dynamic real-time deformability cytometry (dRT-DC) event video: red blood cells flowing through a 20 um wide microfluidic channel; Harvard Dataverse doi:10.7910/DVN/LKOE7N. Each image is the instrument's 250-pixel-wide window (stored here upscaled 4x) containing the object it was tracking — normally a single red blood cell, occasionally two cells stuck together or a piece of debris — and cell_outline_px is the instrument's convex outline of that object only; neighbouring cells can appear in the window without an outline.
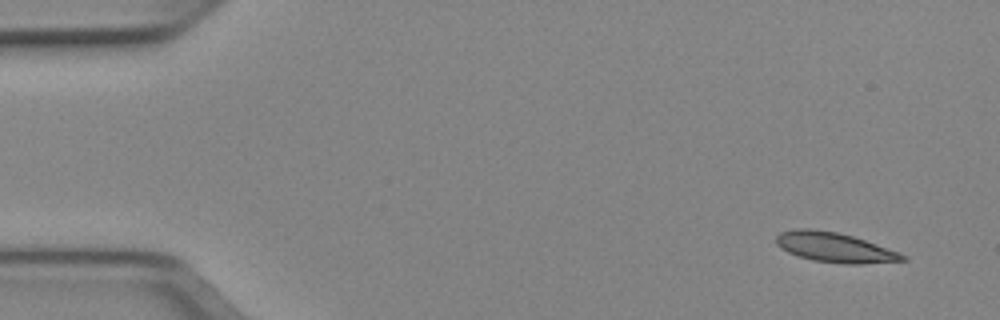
{"species": "Egyptian fruit bat (a non-hibernating species)", "species_latin": "Rousettus aegyptiacus", "temperature_condition": "cold", "stored_images_in_passage": 49, "camera_frame_rate_fps": 3000, "um_per_image_px": 0.085, "animal": {"sex": "female"}, "frame": {"image": 1, "passage_image": 1, "time_ms": 0.0, "image_size_px": [1000, 320], "cell_outline_px": [[908, 260], [860, 264], [844, 264], [812, 260], [788, 252], [780, 248], [776, 244], [776, 236], [780, 232], [796, 228], [808, 228], [836, 232], [852, 236], [900, 252], [908, 256]], "centroid_in_image_um": [70.95, 21.03], "position_along_channel_um": 14.1, "area_um2": 21.91}}
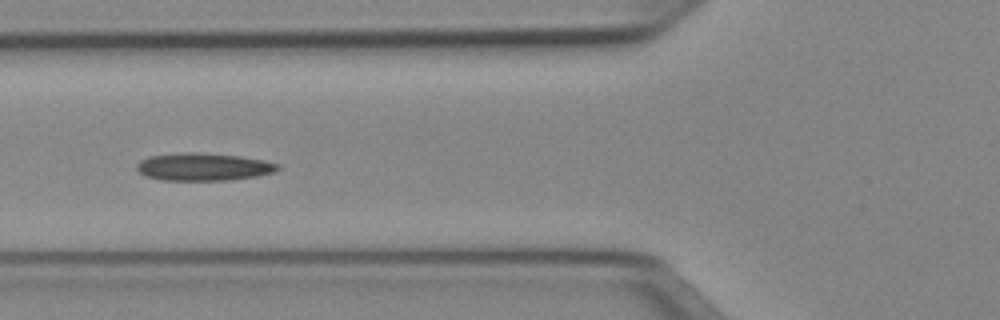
{"frame": {"image": 2, "passage_image": 17, "time_ms": 5.333, "image_size_px": [1000, 320], "cell_outline_px": [[280, 168], [276, 172], [256, 176], [228, 180], [164, 180], [148, 176], [140, 172], [136, 168], [136, 164], [140, 160], [148, 156], [184, 152], [200, 152], [240, 156], [264, 160], [280, 164]], "centroid_in_image_um": [17.32, 14.17], "position_along_channel_um": 108.5, "area_um2": 22.77}}
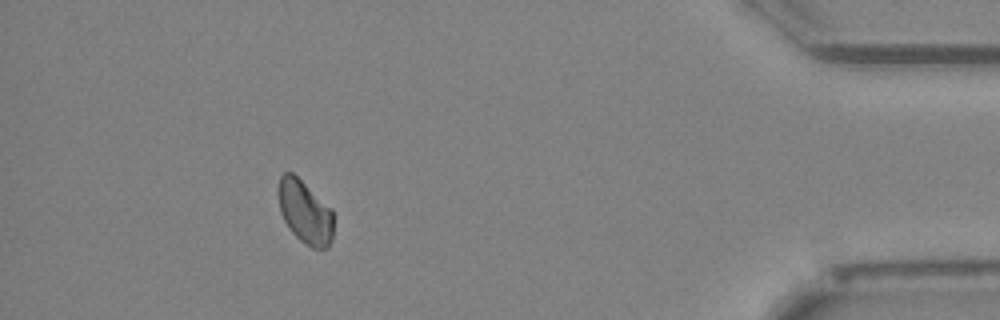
{"frame": {"image": 3, "passage_image": 44, "time_ms": 14.333, "image_size_px": [1000, 320], "cell_outline_px": [[332, 240], [328, 248], [312, 248], [304, 244], [288, 228], [280, 212], [276, 192], [276, 188], [280, 176], [284, 172], [292, 172], [332, 208]], "centroid_in_image_um": [25.88, 18.0], "position_along_channel_um": 409.3, "area_um2": 20.63}}